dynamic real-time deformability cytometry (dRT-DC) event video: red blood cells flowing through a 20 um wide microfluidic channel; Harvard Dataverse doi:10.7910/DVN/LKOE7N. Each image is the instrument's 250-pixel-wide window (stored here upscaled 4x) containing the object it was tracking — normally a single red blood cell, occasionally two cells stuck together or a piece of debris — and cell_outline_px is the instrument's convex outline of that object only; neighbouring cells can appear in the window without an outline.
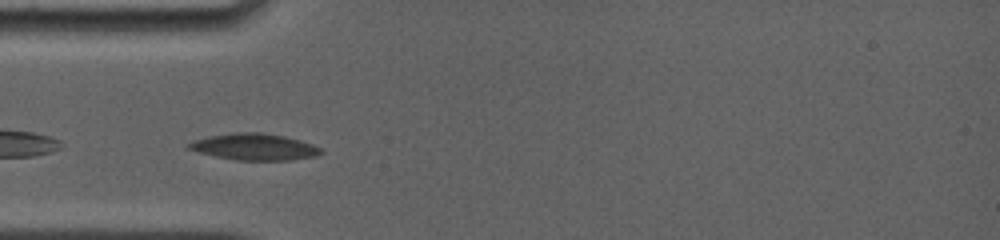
{"species": "common noctule bat (a hibernating species)", "species_latin": "Nyctalus noctula", "temperature_condition": "room temperature", "stored_images_in_passage": 17, "camera_frame_rate_fps": 4000, "um_per_image_px": 0.085, "animal": {"sex": "female", "body_mass_g": 19.0, "forearm_length_mm": 56.7}, "frame": {"image": 1, "passage_image": 2, "time_ms": 0.75, "image_size_px": [1000, 240], "cell_outline_px": [[324, 152], [316, 156], [288, 160], [236, 160], [216, 156], [200, 152], [188, 148], [188, 144], [192, 140], [208, 136], [232, 132], [260, 132], [284, 136], [312, 144], [320, 148]], "centroid_in_image_um": [21.62, 12.47], "position_along_channel_um": 63.4, "area_um2": 20.29}}
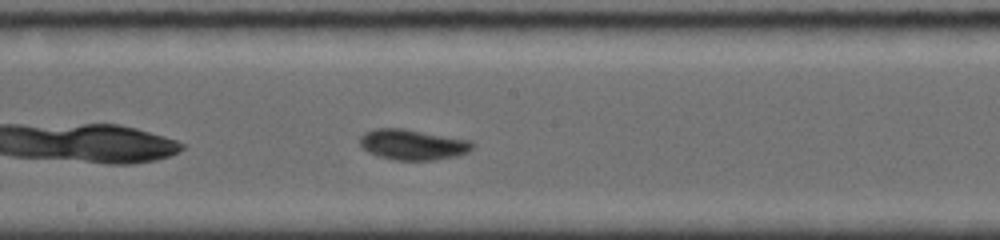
{"frame": {"image": 2, "passage_image": 8, "time_ms": 4.75, "image_size_px": [1000, 240], "cell_outline_px": [[472, 148], [468, 152], [456, 156], [432, 160], [396, 160], [380, 156], [368, 152], [360, 144], [360, 136], [364, 132], [376, 128], [404, 128], [472, 140]], "centroid_in_image_um": [35.08, 12.28], "position_along_channel_um": 213.1, "area_um2": 20.0}}
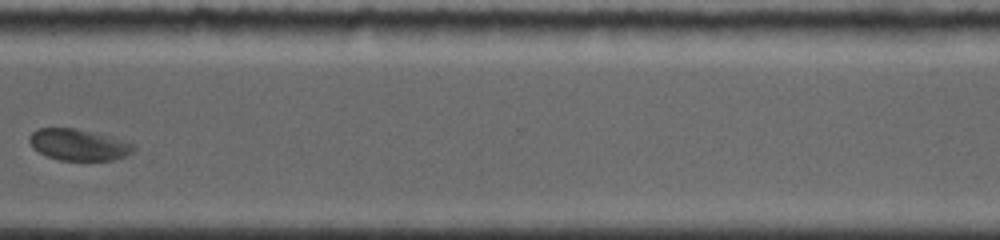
{"frame": {"image": 3, "passage_image": 14, "time_ms": 8.75, "image_size_px": [1000, 240], "cell_outline_px": [[136, 148], [128, 156], [112, 160], [60, 160], [48, 156], [32, 148], [28, 140], [28, 136], [32, 132], [40, 128], [76, 128], [96, 132], [124, 140], [136, 144]], "centroid_in_image_um": [6.71, 12.29], "position_along_channel_um": 363.9, "area_um2": 19.31}, "authors_computed_cell_mechanics": {"area_um2": 19.3052, "velocity_mm_per_s": 3.7546, "shape_relaxation_time_tau1_ms": 3.466, "shape_relaxation_time_tau2_ms": null, "deformation_change_tau1": 0.1355, "deformation_change_tau2": null}}